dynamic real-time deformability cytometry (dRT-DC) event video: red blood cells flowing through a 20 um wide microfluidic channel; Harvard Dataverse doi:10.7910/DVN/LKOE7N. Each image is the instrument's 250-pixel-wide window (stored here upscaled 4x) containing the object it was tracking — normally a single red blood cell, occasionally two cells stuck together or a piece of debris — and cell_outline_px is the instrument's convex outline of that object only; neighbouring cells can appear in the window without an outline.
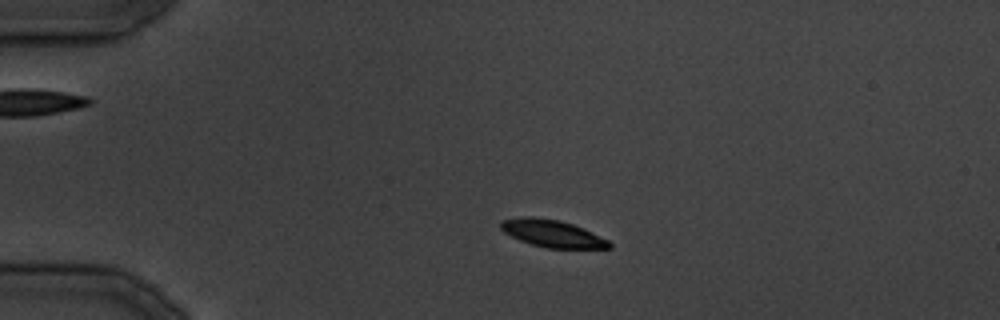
{"species": "common noctule bat (a hibernating species)", "species_latin": "Nyctalus noctula", "temperature_condition": "cold", "stored_images_in_passage": 12, "camera_frame_rate_fps": 3000, "um_per_image_px": 0.085, "animal": {"sex": "male", "body_mass_g": 19.5, "forearm_length_mm": 54.6}, "frame": {"image": 1, "passage_image": 6, "time_ms": 6.667, "image_size_px": [1000, 320], "cell_outline_px": [[612, 248], [544, 248], [520, 240], [504, 232], [500, 228], [500, 220], [524, 216], [536, 216], [560, 220], [584, 228], [608, 240], [612, 244]], "centroid_in_image_um": [46.93, 19.83], "position_along_channel_um": 38.1, "area_um2": 17.34}}